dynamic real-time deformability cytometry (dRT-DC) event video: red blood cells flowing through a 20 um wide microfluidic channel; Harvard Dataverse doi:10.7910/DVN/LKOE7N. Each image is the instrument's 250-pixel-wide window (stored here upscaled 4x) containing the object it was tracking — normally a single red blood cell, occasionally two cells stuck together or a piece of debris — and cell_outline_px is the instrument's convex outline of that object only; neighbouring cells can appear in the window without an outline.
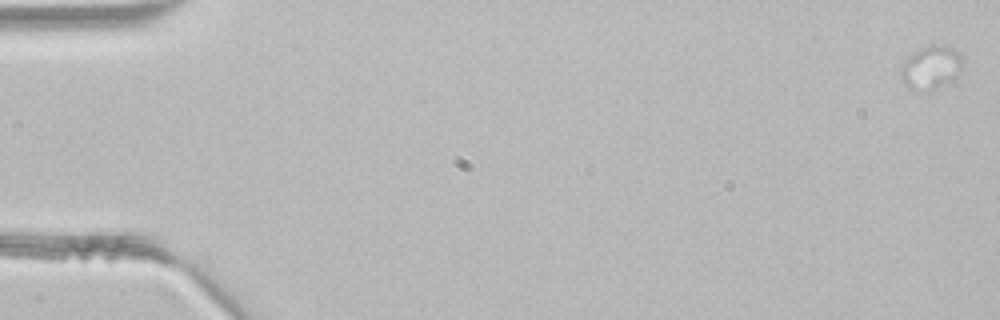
{"species": "common noctule bat (a hibernating species)", "species_latin": "Nyctalus noctula", "temperature_condition": "room temperature", "stored_images_in_passage": 16, "camera_frame_rate_fps": 3000, "um_per_image_px": 0.085, "animal": {"sex": "male", "body_mass_g": 21.5, "forearm_length_mm": 52.0}, "frame": {"image": 1, "passage_image": 1, "time_ms": 0.0, "image_size_px": [1000, 320], "cell_outline_px": [[964, 60], [956, 76], [932, 92], [912, 88], [904, 84], [900, 80], [900, 64], [908, 56], [920, 48], [932, 44], [944, 44], [952, 48], [964, 56]], "centroid_in_image_um": [79.11, 5.71], "position_along_channel_um": 5.9, "area_um2": 15.9}}